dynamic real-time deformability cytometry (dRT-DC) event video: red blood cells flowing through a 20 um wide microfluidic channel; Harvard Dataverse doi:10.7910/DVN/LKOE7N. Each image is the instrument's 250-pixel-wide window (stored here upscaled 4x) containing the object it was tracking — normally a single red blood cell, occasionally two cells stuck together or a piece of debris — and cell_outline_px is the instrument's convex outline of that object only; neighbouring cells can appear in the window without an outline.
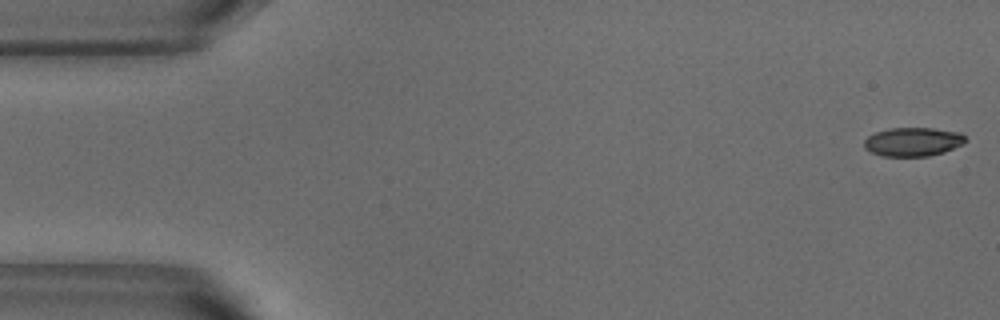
{"species": "common noctule bat (a hibernating species)", "species_latin": "Nyctalus noctula", "temperature_condition": "warm", "stored_images_in_passage": 52, "camera_frame_rate_fps": 3000, "um_per_image_px": 0.085, "animal": {"sex": "male", "body_mass_g": 18.8}, "frame": {"image": 1, "passage_image": 1, "time_ms": 0.0, "image_size_px": [1000, 320], "cell_outline_px": [[968, 140], [964, 144], [944, 152], [928, 156], [884, 156], [872, 152], [864, 148], [864, 140], [868, 136], [876, 132], [888, 128], [932, 128], [960, 132]], "centroid_in_image_um": [77.62, 12.05], "position_along_channel_um": 7.4, "area_um2": 17.05}}
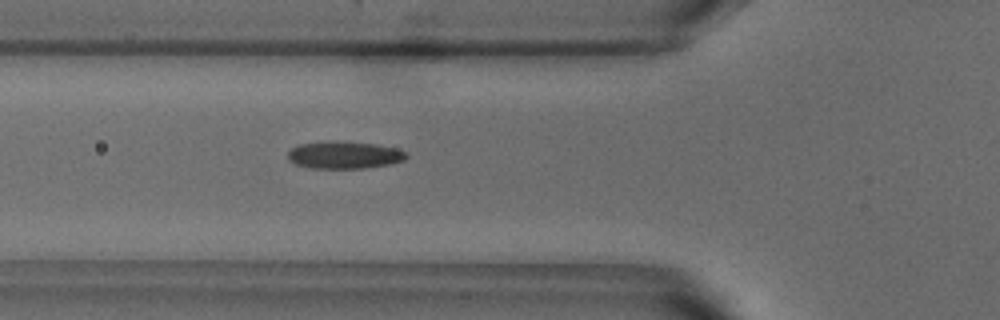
{"frame": {"image": 2, "passage_image": 18, "time_ms": 5.667, "image_size_px": [1000, 320], "cell_outline_px": [[408, 156], [404, 160], [392, 164], [364, 168], [308, 168], [296, 164], [288, 160], [288, 152], [292, 148], [300, 144], [376, 144], [396, 148], [408, 152]], "centroid_in_image_um": [29.33, 13.23], "position_along_channel_um": 96.5, "area_um2": 17.98}}
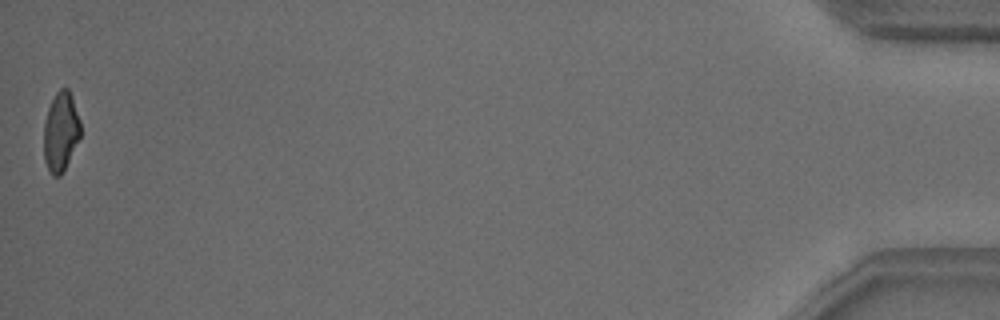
{"frame": {"image": 3, "passage_image": 52, "time_ms": 17.0, "image_size_px": [1000, 320], "cell_outline_px": [[80, 136], [64, 172], [60, 176], [52, 176], [44, 160], [44, 124], [48, 108], [56, 92], [60, 88], [68, 88], [72, 96], [80, 120]], "centroid_in_image_um": [5.16, 11.2], "position_along_channel_um": 430.0, "area_um2": 16.99}, "authors_computed_cell_mechanics": {"area_um2": 18.2937, "velocity_mm_per_s": 3.8282, "shape_relaxation_time_tau1_ms": 4.8727, "shape_relaxation_time_tau2_ms": 2.005, "deformation_change_tau1": 0.1724, "deformation_change_tau2": 0.0853}}